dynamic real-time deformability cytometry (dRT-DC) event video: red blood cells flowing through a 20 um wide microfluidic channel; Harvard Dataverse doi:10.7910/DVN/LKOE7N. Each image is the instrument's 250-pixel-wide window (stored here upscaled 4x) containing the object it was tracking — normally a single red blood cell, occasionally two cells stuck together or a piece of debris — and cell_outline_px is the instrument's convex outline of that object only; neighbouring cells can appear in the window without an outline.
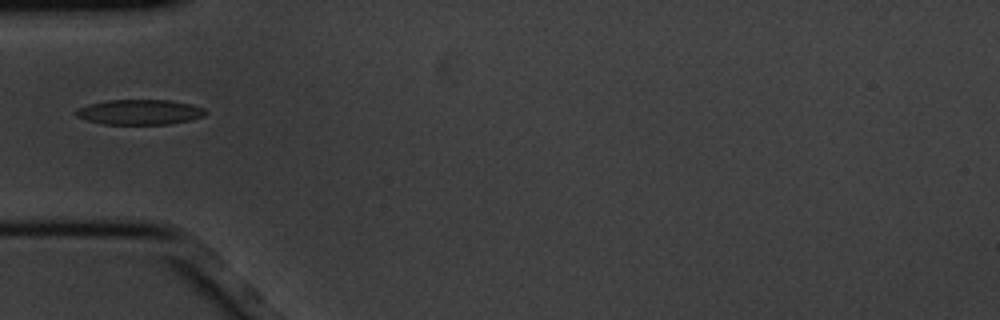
{"species": "common noctule bat (a hibernating species)", "species_latin": "Nyctalus noctula", "temperature_condition": "cold", "stored_images_in_passage": 10, "camera_frame_rate_fps": 3000, "um_per_image_px": 0.085, "animal": {"sex": "male", "body_mass_g": 20.1, "forearm_length_mm": 53.5}, "frame": {"image": 1, "passage_image": 1, "time_ms": 0.0, "image_size_px": [1000, 320], "cell_outline_px": [[208, 112], [204, 116], [188, 120], [168, 124], [104, 124], [88, 120], [76, 116], [76, 108], [88, 104], [108, 100], [168, 100], [192, 104], [204, 108]], "centroid_in_image_um": [11.88, 9.52], "position_along_channel_um": 73.1, "area_um2": 18.9}}
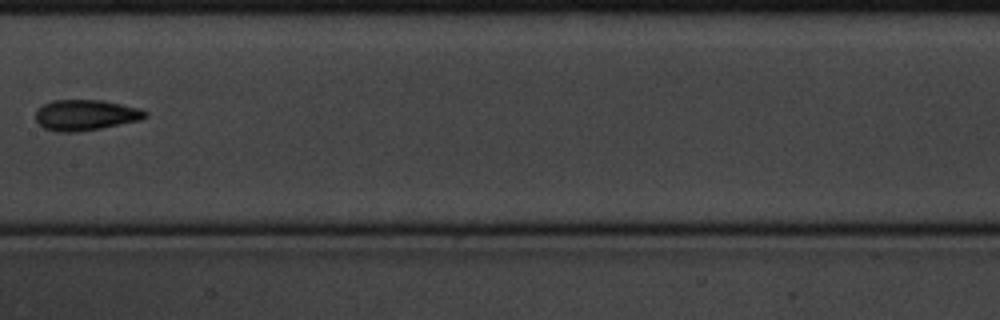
{"frame": {"image": 2, "passage_image": 4, "time_ms": 1.0, "image_size_px": [1000, 320], "cell_outline_px": [[148, 116], [140, 120], [80, 132], [56, 132], [44, 128], [36, 120], [36, 112], [44, 104], [52, 100], [104, 100], [140, 108], [148, 112]], "centroid_in_image_um": [7.3, 9.78], "position_along_channel_um": 200.1, "area_um2": 19.65}}
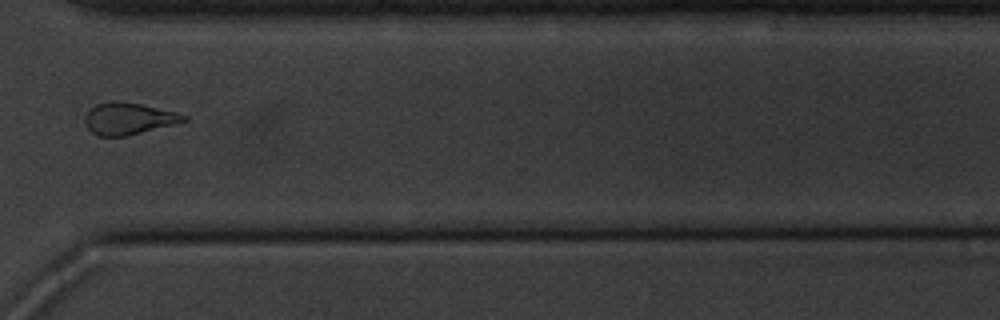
{"frame": {"image": 3, "passage_image": 8, "time_ms": 2.333, "image_size_px": [1000, 320], "cell_outline_px": [[188, 120], [128, 136], [96, 136], [88, 128], [84, 120], [84, 116], [96, 104], [112, 100], [116, 100], [140, 104], [176, 112], [188, 116]], "centroid_in_image_um": [10.9, 10.08], "position_along_channel_um": 359.7, "area_um2": 18.26}}